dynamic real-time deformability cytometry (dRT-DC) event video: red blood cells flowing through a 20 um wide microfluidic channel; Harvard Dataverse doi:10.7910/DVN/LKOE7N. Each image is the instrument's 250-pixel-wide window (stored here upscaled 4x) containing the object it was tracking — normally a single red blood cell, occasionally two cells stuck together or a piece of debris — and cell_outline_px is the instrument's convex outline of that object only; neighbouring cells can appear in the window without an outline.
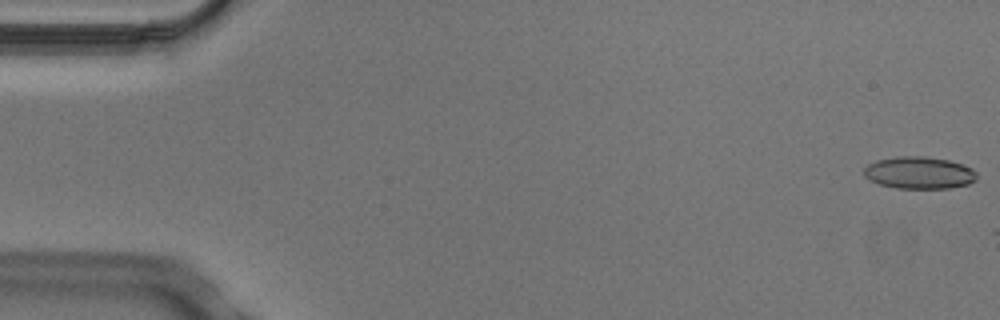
{"species": "Egyptian fruit bat (a non-hibernating species)", "species_latin": "Rousettus aegyptiacus", "temperature_condition": "cold", "stored_images_in_passage": 3, "segment_of_instrument_passage": [2, 2], "camera_frame_rate_fps": 3000, "um_per_image_px": 0.085, "animal": {"sex": "male"}, "frame": {"image": 1, "passage_image": 3, "time_ms": 0.667, "image_size_px": [1000, 320], "cell_outline_px": [[976, 180], [968, 184], [948, 188], [896, 188], [880, 184], [868, 180], [864, 176], [864, 168], [868, 164], [876, 160], [896, 156], [924, 156], [948, 160], [972, 168], [976, 172]], "centroid_in_image_um": [78.1, 14.68], "position_along_channel_um": 6.9, "area_um2": 21.15}}